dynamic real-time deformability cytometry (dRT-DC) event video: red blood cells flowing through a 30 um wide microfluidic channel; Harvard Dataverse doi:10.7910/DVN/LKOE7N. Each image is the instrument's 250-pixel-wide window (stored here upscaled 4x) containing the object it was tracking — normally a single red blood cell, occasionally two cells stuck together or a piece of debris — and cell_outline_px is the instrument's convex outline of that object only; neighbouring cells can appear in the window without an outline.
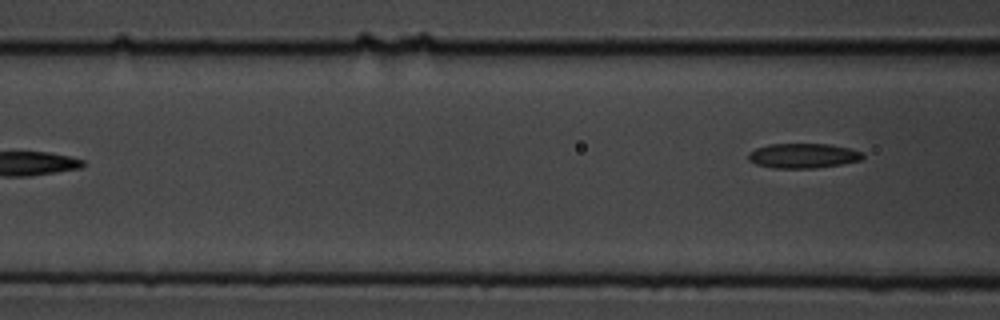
{"species": "common noctule bat (a hibernating species)", "species_latin": "Nyctalus noctula", "temperature_condition": "cold", "stored_images_in_passage": 8, "camera_frame_rate_fps": 3000, "um_per_image_px": 0.085, "animal": {"sex": "male", "body_mass_g": 19.5, "forearm_length_mm": 54.6}, "frame": {"image": 1, "passage_image": 8, "time_ms": 9.0, "image_size_px": [1000, 320], "cell_outline_px": [[864, 156], [860, 160], [840, 164], [816, 168], [772, 168], [756, 164], [748, 160], [748, 152], [756, 148], [768, 144], [828, 144], [848, 148], [860, 152]], "centroid_in_image_um": [68.2, 13.24], "position_along_channel_um": 98.4, "area_um2": 16.42}}